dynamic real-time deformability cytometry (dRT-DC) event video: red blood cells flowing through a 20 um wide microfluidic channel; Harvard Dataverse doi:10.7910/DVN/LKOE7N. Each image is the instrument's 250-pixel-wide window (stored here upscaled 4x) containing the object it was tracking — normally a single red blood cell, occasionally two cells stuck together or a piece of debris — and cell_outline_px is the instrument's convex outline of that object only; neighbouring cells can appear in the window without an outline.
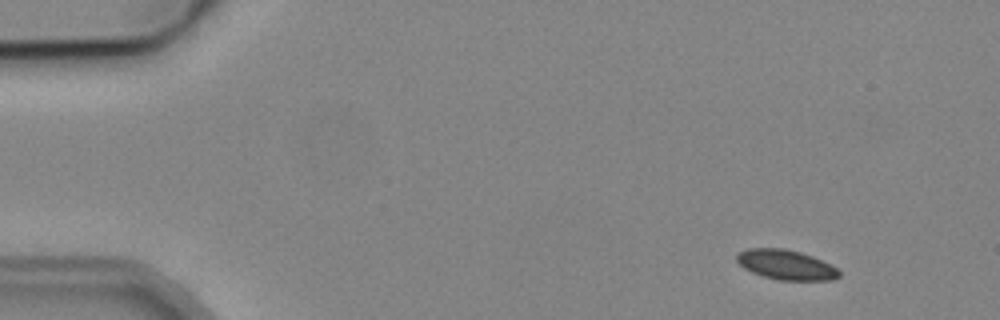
{"species": "common noctule bat (a hibernating species)", "species_latin": "Nyctalus noctula", "temperature_condition": "cold", "stored_images_in_passage": 5, "camera_frame_rate_fps": 3000, "um_per_image_px": 0.085, "animal": {"sex": "male", "body_mass_g": 19.2, "forearm_length_mm": 51.8}, "frame": {"image": 1, "passage_image": 2, "time_ms": 1.333, "image_size_px": [1000, 320], "cell_outline_px": [[840, 276], [832, 280], [780, 280], [764, 276], [752, 272], [744, 268], [736, 260], [736, 256], [740, 252], [748, 248], [784, 248], [800, 252], [812, 256], [832, 264], [840, 272]], "centroid_in_image_um": [66.83, 22.5], "position_along_channel_um": 18.2, "area_um2": 17.74}}
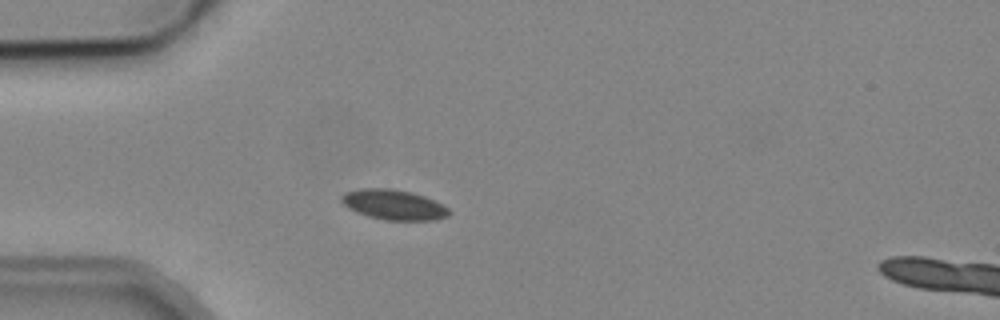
{"frame": {"image": 2, "passage_image": 4, "time_ms": 4.667, "image_size_px": [1000, 320], "cell_outline_px": [[452, 212], [448, 216], [436, 220], [384, 220], [368, 216], [356, 212], [348, 208], [340, 200], [340, 196], [344, 192], [360, 188], [392, 188], [412, 192], [424, 196], [444, 204]], "centroid_in_image_um": [33.47, 17.39], "position_along_channel_um": 51.5, "area_um2": 19.19}}